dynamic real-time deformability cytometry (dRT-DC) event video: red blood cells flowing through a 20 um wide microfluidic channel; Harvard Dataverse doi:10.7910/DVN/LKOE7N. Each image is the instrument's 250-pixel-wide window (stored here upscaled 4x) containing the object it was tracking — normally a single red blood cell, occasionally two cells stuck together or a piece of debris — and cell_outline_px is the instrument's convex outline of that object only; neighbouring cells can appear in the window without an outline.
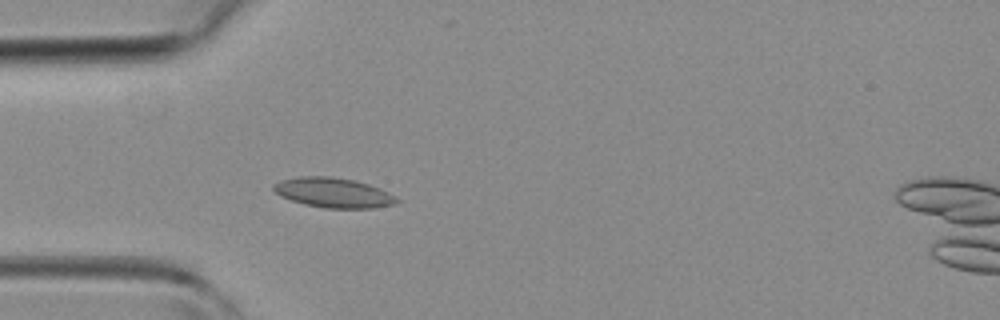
{"species": "common noctule bat (a hibernating species)", "species_latin": "Nyctalus noctula", "temperature_condition": "room temperature", "stored_images_in_passage": 42, "camera_frame_rate_fps": 3000, "um_per_image_px": 0.085, "animal": {"sex": "female", "body_mass_g": 19.3, "forearm_length_mm": 54.1}, "frame": {"image": 1, "passage_image": 12, "time_ms": 3.667, "image_size_px": [1000, 320], "cell_outline_px": [[400, 200], [396, 204], [372, 208], [324, 208], [304, 204], [280, 196], [272, 188], [272, 184], [280, 180], [300, 176], [332, 176], [356, 180], [380, 188], [396, 196]], "centroid_in_image_um": [28.34, 16.37], "position_along_channel_um": 56.7, "area_um2": 21.62}}
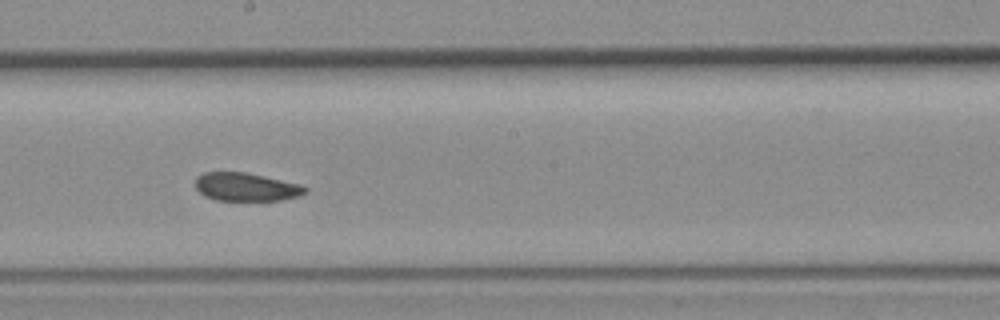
{"frame": {"image": 2, "passage_image": 23, "time_ms": 7.333, "image_size_px": [1000, 320], "cell_outline_px": [[308, 192], [300, 196], [280, 200], [216, 200], [204, 196], [196, 188], [196, 176], [204, 172], [244, 172], [300, 184], [308, 188]], "centroid_in_image_um": [20.92, 15.89], "position_along_channel_um": 227.3, "area_um2": 18.03}}
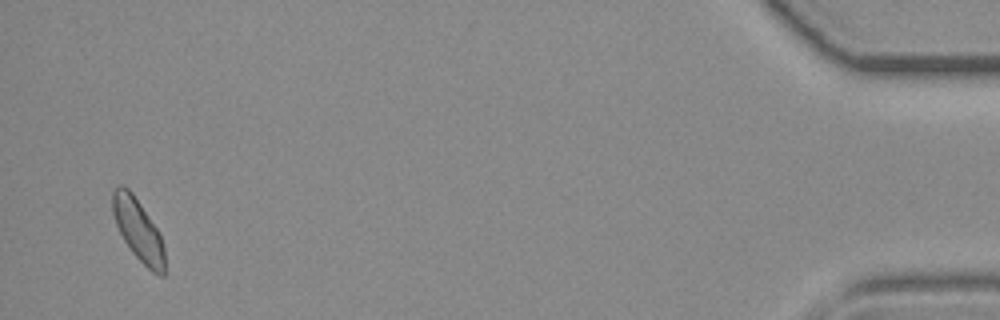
{"frame": {"image": 3, "passage_image": 41, "time_ms": 13.333, "image_size_px": [1000, 320], "cell_outline_px": [[164, 276], [160, 276], [152, 272], [132, 252], [124, 240], [116, 224], [112, 212], [112, 188], [120, 184], [124, 184], [132, 192], [160, 232], [164, 248]], "centroid_in_image_um": [11.73, 19.5], "position_along_channel_um": 423.5, "area_um2": 18.84}}